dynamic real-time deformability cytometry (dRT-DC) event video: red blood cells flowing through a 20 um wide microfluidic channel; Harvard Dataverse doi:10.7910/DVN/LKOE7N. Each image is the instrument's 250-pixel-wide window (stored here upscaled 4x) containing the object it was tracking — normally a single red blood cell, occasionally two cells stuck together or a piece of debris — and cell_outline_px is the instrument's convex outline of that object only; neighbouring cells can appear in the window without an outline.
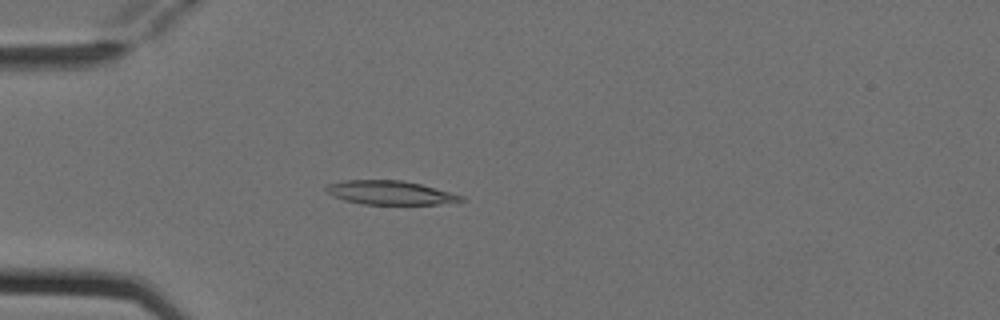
{"species": "Egyptian fruit bat (a non-hibernating species)", "species_latin": "Rousettus aegyptiacus", "temperature_condition": "cold", "stored_images_in_passage": 4, "camera_frame_rate_fps": 3000, "um_per_image_px": 0.085, "animal": {"sex": "female"}, "frame": {"image": 1, "passage_image": 4, "time_ms": 1.0, "image_size_px": [1000, 320], "cell_outline_px": [[464, 200], [436, 204], [360, 204], [344, 200], [332, 196], [324, 188], [328, 184], [344, 180], [400, 180], [420, 184], [464, 196]], "centroid_in_image_um": [33.1, 16.38], "position_along_channel_um": 51.9, "area_um2": 18.55}}